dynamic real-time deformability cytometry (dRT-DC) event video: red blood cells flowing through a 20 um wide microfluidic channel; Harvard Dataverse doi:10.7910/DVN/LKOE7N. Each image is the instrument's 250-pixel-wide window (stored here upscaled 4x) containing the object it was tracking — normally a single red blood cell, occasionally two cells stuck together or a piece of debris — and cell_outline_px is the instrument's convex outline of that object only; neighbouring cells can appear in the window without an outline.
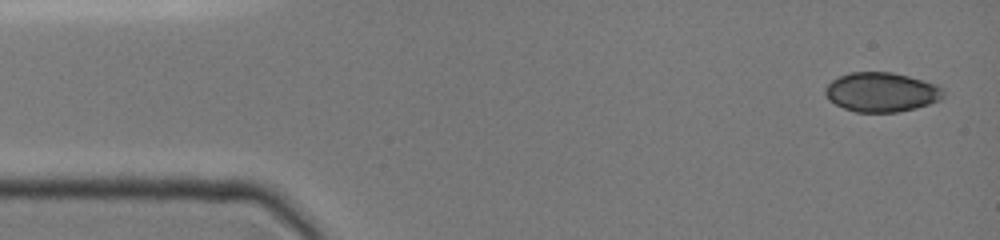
{"species": "common noctule bat (a hibernating species)", "species_latin": "Nyctalus noctula", "temperature_condition": "cold", "stored_images_in_passage": 13, "camera_frame_rate_fps": 3000, "um_per_image_px": 0.085, "animal": {"sex": "female", "body_mass_g": 19.0, "forearm_length_mm": 51.5}, "frame": {"image": 1, "passage_image": 1, "time_ms": 0.0, "image_size_px": [1000, 240], "cell_outline_px": [[944, 96], [940, 100], [916, 108], [896, 112], [856, 112], [844, 108], [828, 100], [824, 92], [824, 88], [832, 80], [848, 72], [892, 72], [940, 84], [944, 88]], "centroid_in_image_um": [74.95, 7.82], "position_along_channel_um": 10.1, "area_um2": 27.4}}
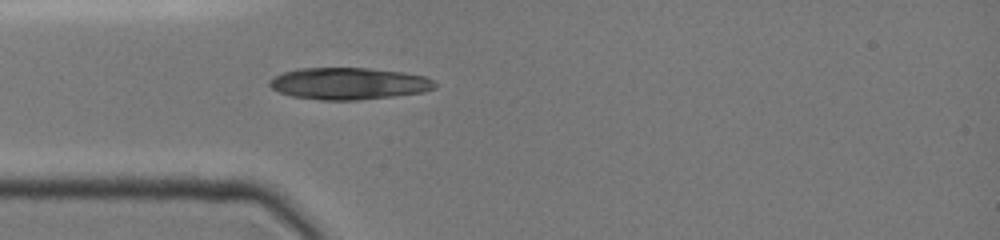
{"frame": {"image": 2, "passage_image": 10, "time_ms": 3.667, "image_size_px": [1000, 240], "cell_outline_px": [[436, 88], [424, 92], [392, 96], [356, 100], [320, 100], [292, 96], [280, 92], [272, 88], [268, 84], [268, 80], [272, 76], [296, 68], [368, 68], [404, 72], [424, 76], [432, 80], [436, 84]], "centroid_in_image_um": [29.62, 7.09], "position_along_channel_um": 55.4, "area_um2": 30.81}}
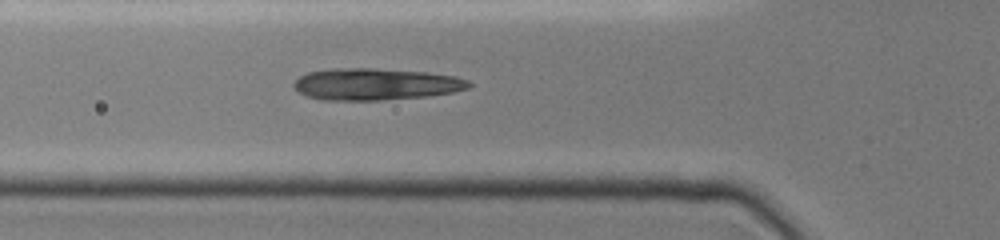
{"frame": {"image": 3, "passage_image": 13, "time_ms": 4.667, "image_size_px": [1000, 240], "cell_outline_px": [[472, 88], [452, 92], [424, 96], [380, 100], [324, 100], [304, 96], [292, 88], [292, 84], [300, 76], [308, 72], [328, 68], [376, 68], [428, 72], [456, 76], [468, 80], [472, 84]], "centroid_in_image_um": [31.9, 7.15], "position_along_channel_um": 93.9, "area_um2": 32.77}}